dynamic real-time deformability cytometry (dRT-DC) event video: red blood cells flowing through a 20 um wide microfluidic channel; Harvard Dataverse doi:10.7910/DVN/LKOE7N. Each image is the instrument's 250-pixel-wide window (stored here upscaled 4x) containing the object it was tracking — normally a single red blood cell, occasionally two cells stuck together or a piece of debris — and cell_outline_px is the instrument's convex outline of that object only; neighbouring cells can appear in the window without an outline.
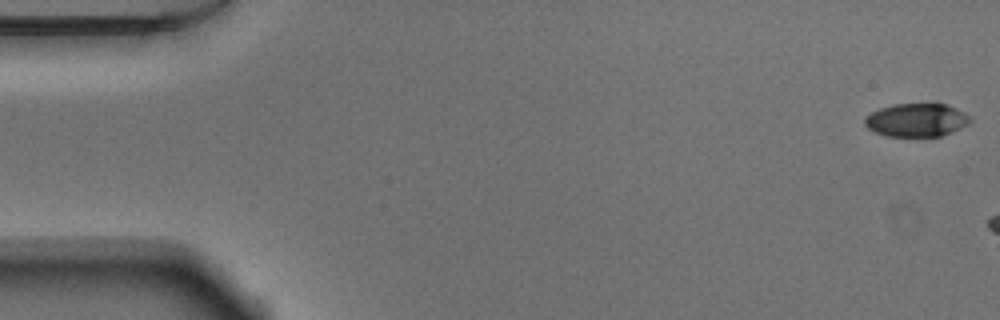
{"species": "Egyptian fruit bat (a non-hibernating species)", "species_latin": "Rousettus aegyptiacus", "temperature_condition": "warm", "stored_images_in_passage": 7, "camera_frame_rate_fps": 3000, "um_per_image_px": 0.085, "animal": {"sex": "male"}, "frame": {"image": 1, "passage_image": 1, "time_ms": 0.0, "image_size_px": [1000, 320], "cell_outline_px": [[972, 120], [968, 124], [960, 128], [940, 136], [888, 136], [876, 132], [868, 128], [864, 124], [864, 116], [880, 108], [892, 104], [948, 104], [972, 116]], "centroid_in_image_um": [77.91, 10.19], "position_along_channel_um": 7.1, "area_um2": 20.46}}